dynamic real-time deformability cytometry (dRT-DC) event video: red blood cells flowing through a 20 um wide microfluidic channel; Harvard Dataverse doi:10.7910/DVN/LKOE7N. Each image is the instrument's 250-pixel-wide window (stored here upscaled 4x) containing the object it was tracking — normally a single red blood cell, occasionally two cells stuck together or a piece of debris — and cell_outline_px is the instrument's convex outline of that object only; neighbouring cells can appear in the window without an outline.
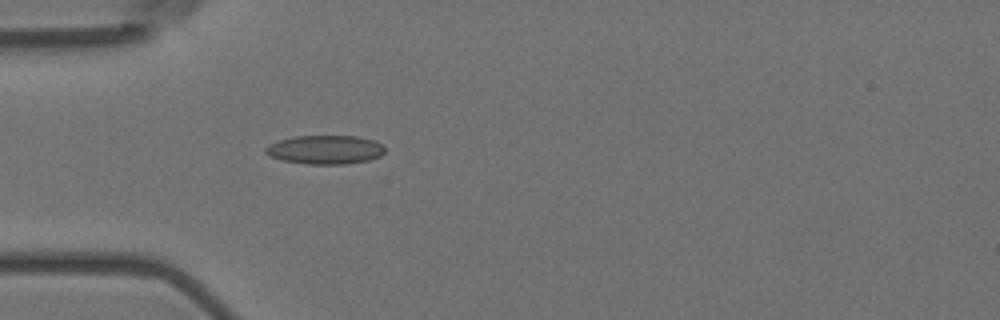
{"species": "Egyptian fruit bat (a non-hibernating species)", "species_latin": "Rousettus aegyptiacus", "temperature_condition": "room temperature", "stored_images_in_passage": 5, "camera_frame_rate_fps": 3000, "um_per_image_px": 0.085, "animal": {"sex": "female"}, "frame": {"image": 1, "passage_image": 5, "time_ms": 1.333, "image_size_px": [1000, 320], "cell_outline_px": [[384, 152], [380, 156], [368, 160], [344, 164], [308, 164], [284, 160], [268, 156], [264, 152], [264, 148], [268, 144], [280, 140], [296, 136], [360, 136], [376, 140], [384, 148]], "centroid_in_image_um": [27.63, 12.71], "position_along_channel_um": 57.4, "area_um2": 20.06}}